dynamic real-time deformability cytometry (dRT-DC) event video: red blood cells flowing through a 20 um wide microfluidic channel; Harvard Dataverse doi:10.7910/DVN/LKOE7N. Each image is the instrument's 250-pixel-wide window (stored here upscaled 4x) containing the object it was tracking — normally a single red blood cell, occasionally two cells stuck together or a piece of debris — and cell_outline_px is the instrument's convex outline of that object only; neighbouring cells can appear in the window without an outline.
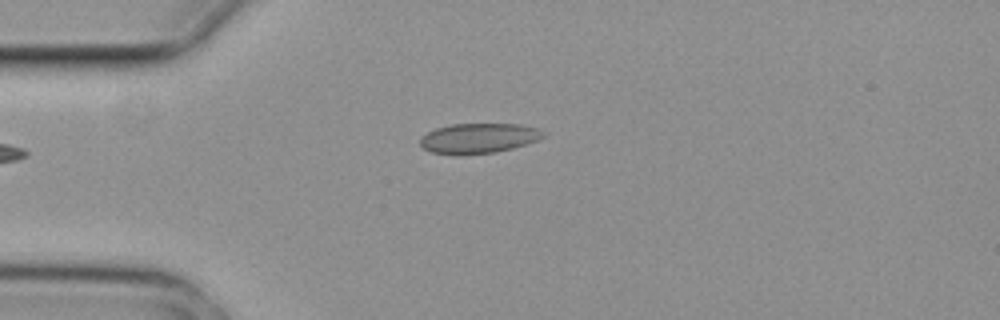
{"species": "common noctule bat (a hibernating species)", "species_latin": "Nyctalus noctula", "temperature_condition": "cold", "stored_images_in_passage": 3, "camera_frame_rate_fps": 3000, "um_per_image_px": 0.085, "animal": {"sex": "female", "body_mass_g": 29.2, "forearm_length_mm": 56.3}, "frame": {"image": 1, "passage_image": 3, "time_ms": 0.667, "image_size_px": [1000, 320], "cell_outline_px": [[548, 132], [544, 136], [536, 140], [512, 148], [496, 152], [460, 156], [432, 152], [424, 148], [420, 144], [420, 140], [428, 132], [436, 128], [452, 124], [520, 124], [540, 128]], "centroid_in_image_um": [40.71, 11.75], "position_along_channel_um": 44.3, "area_um2": 21.68}}